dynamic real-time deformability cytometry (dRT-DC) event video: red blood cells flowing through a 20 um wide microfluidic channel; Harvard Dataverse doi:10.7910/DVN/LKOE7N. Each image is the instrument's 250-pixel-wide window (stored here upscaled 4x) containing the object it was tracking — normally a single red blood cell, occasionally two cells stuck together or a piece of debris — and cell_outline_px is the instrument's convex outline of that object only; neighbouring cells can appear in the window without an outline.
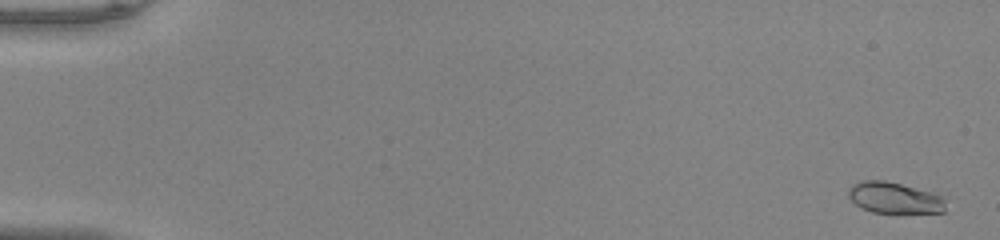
{"species": "common noctule bat (a hibernating species)", "species_latin": "Nyctalus noctula", "temperature_condition": "warm", "stored_images_in_passage": 52, "camera_frame_rate_fps": 3000, "um_per_image_px": 0.085, "animal": {"sex": "male", "body_mass_g": 20.0, "forearm_length_mm": 53.3}, "frame": {"image": 1, "passage_image": 2, "time_ms": 0.333, "image_size_px": [1000, 240], "cell_outline_px": [[944, 212], [904, 216], [872, 212], [860, 208], [848, 196], [848, 192], [852, 184], [864, 180], [884, 180], [900, 184], [928, 192], [940, 196], [944, 200]], "centroid_in_image_um": [76.01, 16.89], "position_along_channel_um": 9.0, "area_um2": 18.21}}
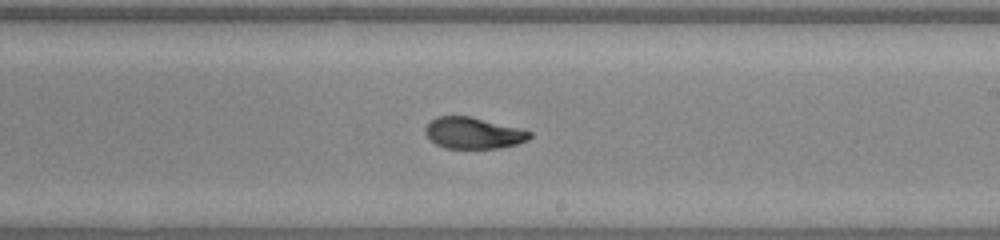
{"frame": {"image": 2, "passage_image": 32, "time_ms": 10.333, "image_size_px": [1000, 240], "cell_outline_px": [[532, 136], [528, 140], [516, 144], [500, 148], [444, 148], [436, 144], [424, 132], [424, 128], [436, 116], [468, 116], [532, 132]], "centroid_in_image_um": [40.21, 11.32], "position_along_channel_um": 248.8, "area_um2": 18.73}}
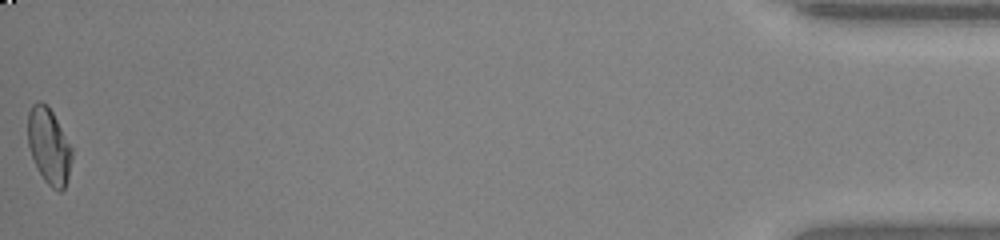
{"frame": {"image": 3, "passage_image": 52, "time_ms": 17.0, "image_size_px": [1000, 240], "cell_outline_px": [[72, 160], [68, 176], [64, 188], [60, 192], [52, 188], [44, 180], [32, 156], [28, 144], [28, 112], [32, 104], [36, 100], [40, 100], [48, 104], [72, 148]], "centroid_in_image_um": [4.16, 12.37], "position_along_channel_um": 431.0, "area_um2": 19.42}, "authors_computed_cell_mechanics": {"area_um2": 19.363, "velocity_mm_per_s": 4.1073, "shape_relaxation_time_tau1_ms": 6.7939, "shape_relaxation_time_tau2_ms": 1.0375, "deformation_change_tau1": 0.2249, "deformation_change_tau2": 0.0477}}